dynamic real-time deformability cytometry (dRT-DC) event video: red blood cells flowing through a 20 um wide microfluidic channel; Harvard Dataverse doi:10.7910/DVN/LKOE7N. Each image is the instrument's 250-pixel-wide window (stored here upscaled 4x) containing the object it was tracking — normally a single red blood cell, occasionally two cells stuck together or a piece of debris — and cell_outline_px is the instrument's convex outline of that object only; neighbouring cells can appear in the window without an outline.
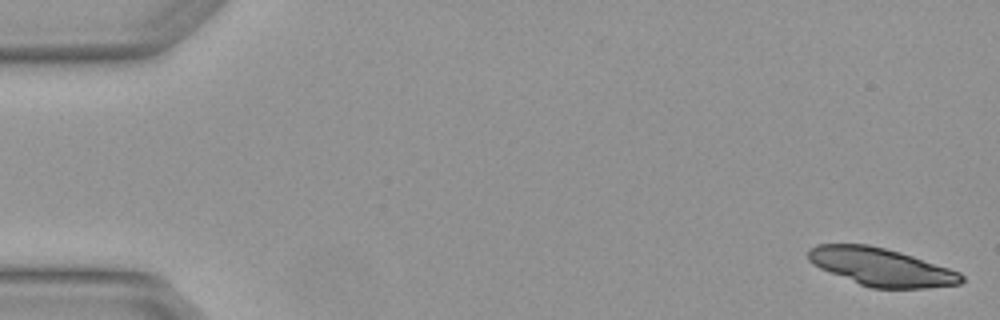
{"species": "Egyptian fruit bat (a non-hibernating species)", "species_latin": "Rousettus aegyptiacus", "temperature_condition": "warm", "stored_images_in_passage": 5, "camera_frame_rate_fps": 3000, "um_per_image_px": 0.085, "animal": {"sex": "female"}, "frame": {"image": 1, "passage_image": 1, "time_ms": 0.0, "image_size_px": [1000, 320], "cell_outline_px": [[964, 280], [960, 284], [924, 288], [872, 288], [860, 284], [820, 268], [812, 264], [808, 260], [808, 248], [816, 244], [868, 244], [900, 252], [960, 272], [964, 276]], "centroid_in_image_um": [74.89, 22.69], "position_along_channel_um": 10.1, "area_um2": 33.52}}
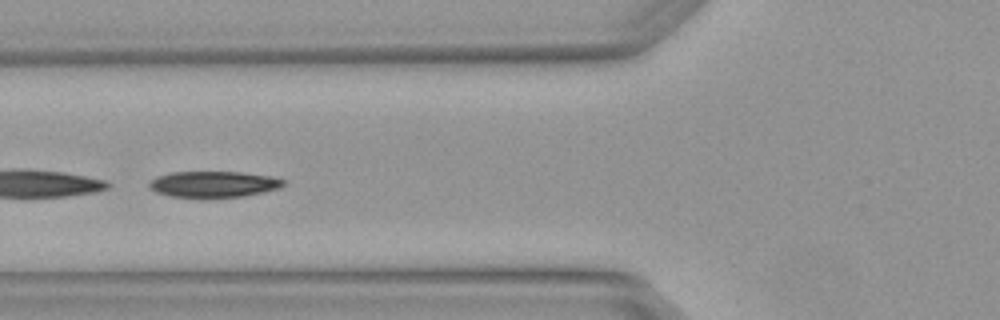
{"frame": {"image": 2, "passage_image": 5, "time_ms": 1.333, "image_size_px": [1000, 320], "cell_outline_px": [[284, 184], [280, 188], [264, 192], [244, 196], [204, 200], [200, 200], [168, 196], [156, 192], [148, 188], [148, 184], [156, 176], [172, 172], [240, 172], [272, 176], [284, 180]], "centroid_in_image_um": [18.11, 15.7], "position_along_channel_um": 107.7, "area_um2": 21.27}}